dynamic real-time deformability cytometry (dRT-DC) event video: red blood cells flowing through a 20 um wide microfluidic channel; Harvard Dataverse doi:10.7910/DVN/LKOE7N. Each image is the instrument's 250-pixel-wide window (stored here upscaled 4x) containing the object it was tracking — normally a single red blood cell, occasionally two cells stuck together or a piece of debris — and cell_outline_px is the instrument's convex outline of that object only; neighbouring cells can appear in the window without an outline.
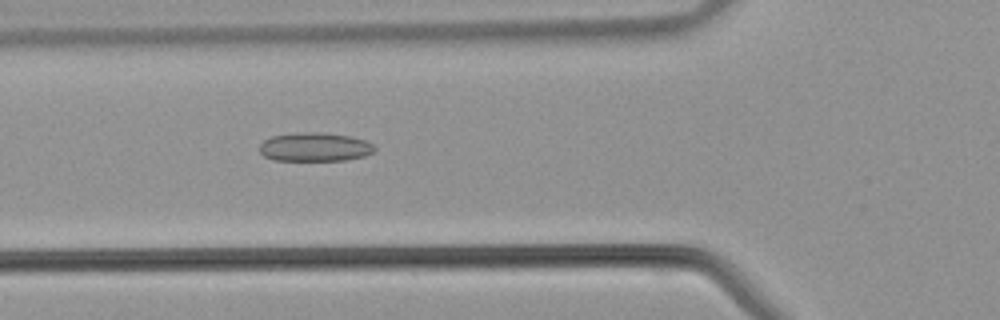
{"species": "common noctule bat (a hibernating species)", "species_latin": "Nyctalus noctula", "temperature_condition": "warm", "stored_images_in_passage": 40, "camera_frame_rate_fps": 3000, "um_per_image_px": 0.085, "animal": {"sex": "male", "body_mass_g": 21.5, "forearm_length_mm": 52.0}, "frame": {"image": 1, "passage_image": 14, "time_ms": 4.333, "image_size_px": [1000, 320], "cell_outline_px": [[376, 148], [372, 152], [364, 156], [344, 160], [272, 160], [264, 156], [260, 152], [260, 144], [264, 140], [272, 136], [304, 132], [320, 132], [348, 136], [364, 140], [372, 144]], "centroid_in_image_um": [26.73, 12.5], "position_along_channel_um": 99.1, "area_um2": 19.07}}
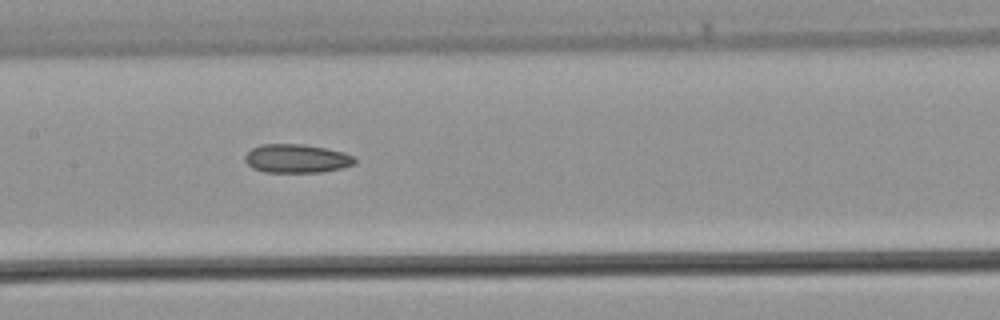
{"frame": {"image": 2, "passage_image": 19, "time_ms": 6.0, "image_size_px": [1000, 320], "cell_outline_px": [[356, 164], [340, 168], [320, 172], [264, 172], [252, 168], [244, 160], [244, 156], [252, 148], [260, 144], [304, 144], [344, 152], [356, 156]], "centroid_in_image_um": [25.22, 13.47], "position_along_channel_um": 182.2, "area_um2": 18.44}}
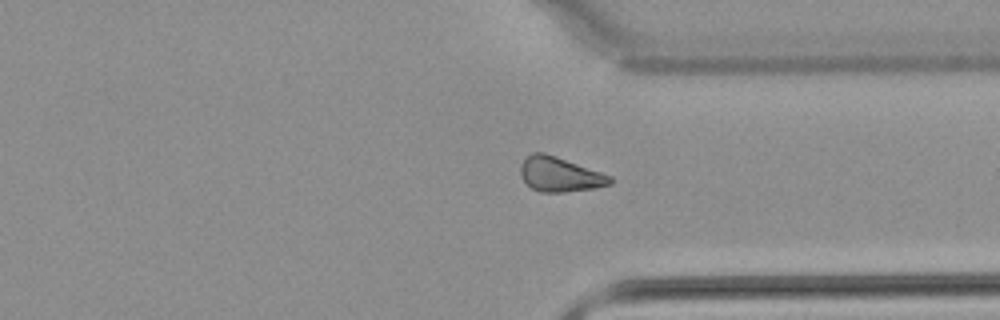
{"frame": {"image": 3, "passage_image": 30, "time_ms": 9.667, "image_size_px": [1000, 320], "cell_outline_px": [[612, 184], [596, 188], [564, 192], [540, 192], [532, 188], [524, 180], [520, 172], [520, 168], [524, 160], [532, 152], [544, 152], [556, 156], [612, 176]], "centroid_in_image_um": [47.6, 14.83], "position_along_channel_um": 363.8, "area_um2": 17.98}}